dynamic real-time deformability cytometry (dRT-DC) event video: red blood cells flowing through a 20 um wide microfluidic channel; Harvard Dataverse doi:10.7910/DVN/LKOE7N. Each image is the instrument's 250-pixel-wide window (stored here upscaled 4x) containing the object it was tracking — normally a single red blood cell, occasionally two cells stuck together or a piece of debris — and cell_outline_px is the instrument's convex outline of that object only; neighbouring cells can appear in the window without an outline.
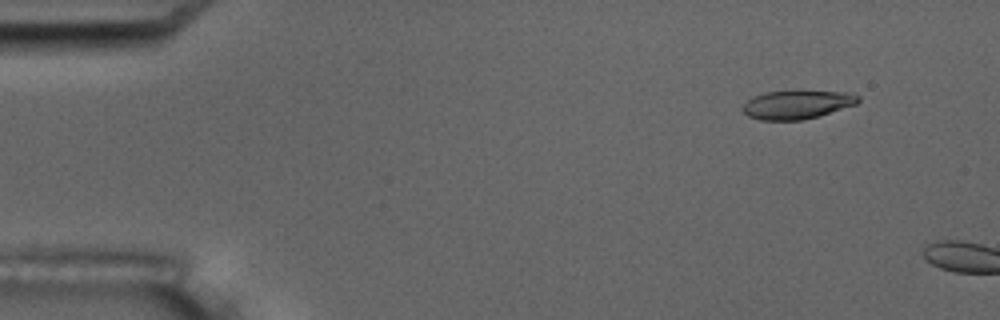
{"species": "common noctule bat (a hibernating species)", "species_latin": "Nyctalus noctula", "temperature_condition": "room temperature", "stored_images_in_passage": 2, "camera_frame_rate_fps": 3000, "um_per_image_px": 0.085, "animal": {"sex": "male", "body_mass_g": 17.5, "forearm_length_mm": 52.3}, "frame": {"image": 1, "passage_image": 1, "time_ms": 0.0, "image_size_px": [1000, 320], "cell_outline_px": [[860, 100], [856, 104], [820, 116], [804, 120], [760, 120], [748, 116], [740, 108], [752, 96], [764, 92], [796, 88], [848, 92], [860, 96]], "centroid_in_image_um": [67.76, 8.84], "position_along_channel_um": 17.2, "area_um2": 20.29}}